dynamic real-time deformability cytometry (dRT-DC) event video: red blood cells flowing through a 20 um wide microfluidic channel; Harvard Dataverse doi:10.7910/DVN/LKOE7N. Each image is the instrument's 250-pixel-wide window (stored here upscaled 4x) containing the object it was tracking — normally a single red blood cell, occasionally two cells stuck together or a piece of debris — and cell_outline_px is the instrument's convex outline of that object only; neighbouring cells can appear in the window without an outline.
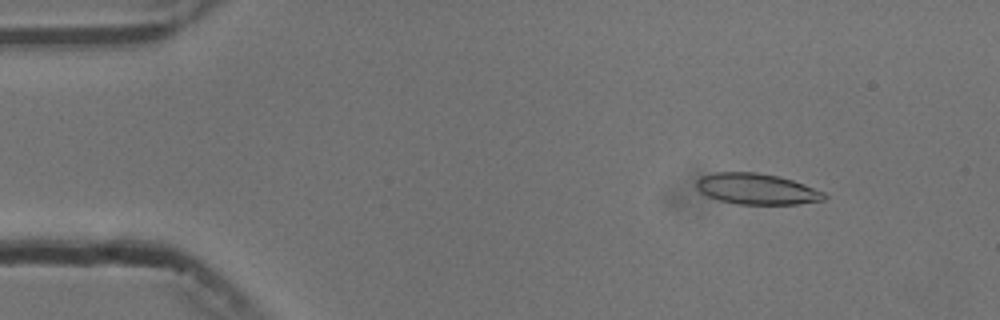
{"species": "common noctule bat (a hibernating species)", "species_latin": "Nyctalus noctula", "temperature_condition": "cold", "stored_images_in_passage": 55, "camera_frame_rate_fps": 3000, "um_per_image_px": 0.085, "animal": {"sex": "male", "body_mass_g": 13.3}, "frame": {"image": 1, "passage_image": 7, "time_ms": 2.0, "image_size_px": [1000, 320], "cell_outline_px": [[828, 196], [824, 200], [796, 204], [736, 204], [720, 200], [708, 196], [700, 192], [696, 188], [696, 180], [700, 176], [716, 172], [756, 172], [776, 176], [792, 180], [804, 184], [824, 192]], "centroid_in_image_um": [64.3, 16.06], "position_along_channel_um": 20.7, "area_um2": 23.0}}
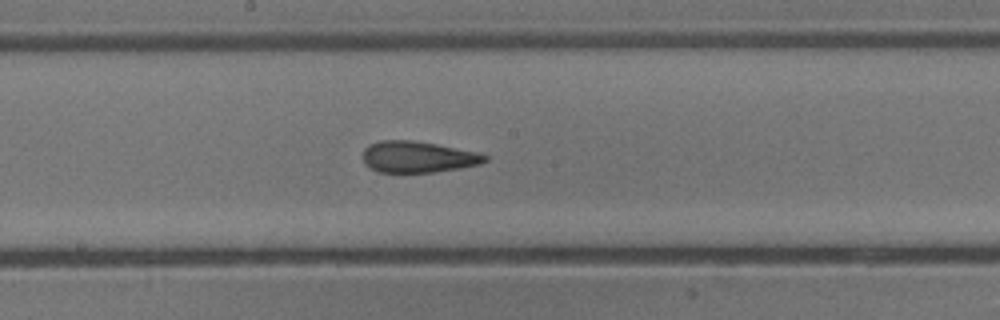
{"frame": {"image": 2, "passage_image": 29, "time_ms": 9.333, "image_size_px": [1000, 320], "cell_outline_px": [[488, 160], [480, 164], [460, 168], [432, 172], [380, 172], [364, 164], [364, 148], [368, 144], [380, 140], [412, 140], [436, 144], [480, 152], [488, 156]], "centroid_in_image_um": [35.54, 13.33], "position_along_channel_um": 212.7, "area_um2": 22.31}}
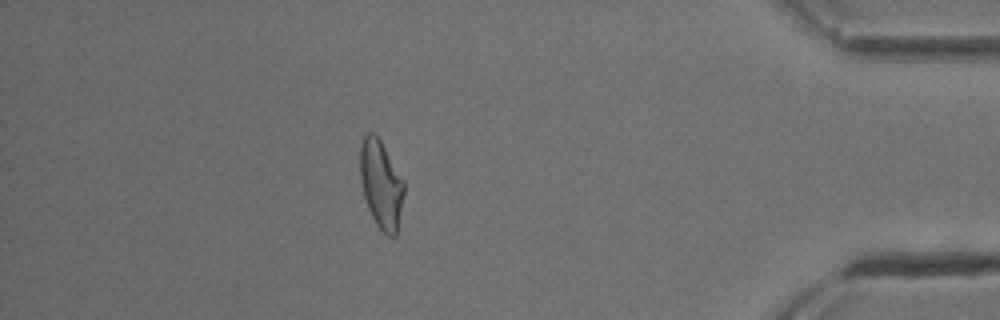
{"frame": {"image": 3, "passage_image": 48, "time_ms": 15.667, "image_size_px": [1000, 320], "cell_outline_px": [[404, 196], [396, 236], [388, 236], [376, 224], [368, 208], [364, 196], [360, 180], [360, 144], [364, 136], [368, 132], [372, 132], [380, 140], [404, 180]], "centroid_in_image_um": [32.39, 15.67], "position_along_channel_um": 402.8, "area_um2": 22.48}, "authors_computed_cell_mechanics": {"area_um2": 22.9466, "velocity_mm_per_s": 3.7455, "shape_relaxation_time_tau1_ms": 8.6573, "shape_relaxation_time_tau2_ms": 2.5049, "deformation_change_tau1": 0.2024, "deformation_change_tau2": 0.1105}}